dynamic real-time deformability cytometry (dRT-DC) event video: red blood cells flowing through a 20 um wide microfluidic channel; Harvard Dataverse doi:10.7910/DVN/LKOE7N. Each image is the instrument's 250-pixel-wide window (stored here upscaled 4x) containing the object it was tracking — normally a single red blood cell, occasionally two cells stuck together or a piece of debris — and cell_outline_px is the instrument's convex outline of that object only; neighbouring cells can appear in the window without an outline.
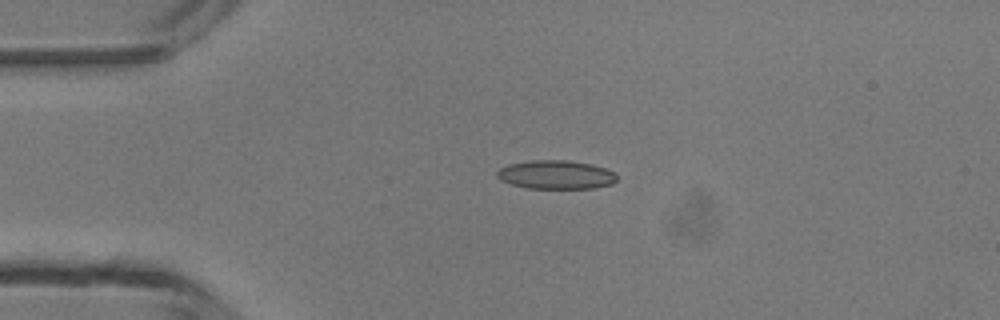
{"species": "common noctule bat (a hibernating species)", "species_latin": "Nyctalus noctula", "temperature_condition": "room temperature", "stored_images_in_passage": 2, "camera_frame_rate_fps": 3000, "um_per_image_px": 0.085, "animal": {"sex": "male", "body_mass_g": 13.3}, "frame": {"image": 1, "passage_image": 1, "time_ms": 0.0, "image_size_px": [1000, 320], "cell_outline_px": [[616, 180], [612, 184], [592, 188], [528, 188], [512, 184], [500, 180], [496, 176], [496, 172], [500, 168], [508, 164], [528, 160], [568, 160], [592, 164], [604, 168], [612, 172], [616, 176]], "centroid_in_image_um": [47.21, 14.84], "position_along_channel_um": 37.8, "area_um2": 20.0}}